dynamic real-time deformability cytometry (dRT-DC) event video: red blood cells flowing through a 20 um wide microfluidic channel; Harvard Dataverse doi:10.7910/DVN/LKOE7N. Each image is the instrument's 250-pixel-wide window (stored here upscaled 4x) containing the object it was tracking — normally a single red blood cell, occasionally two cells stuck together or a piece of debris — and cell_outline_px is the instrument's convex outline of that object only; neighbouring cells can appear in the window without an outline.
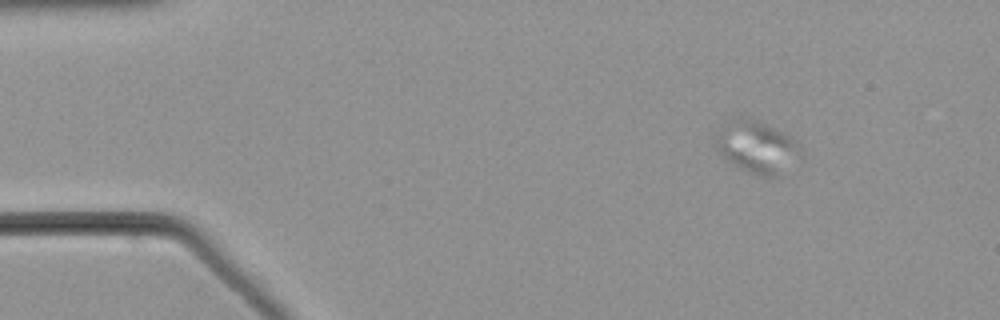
{"species": "common noctule bat (a hibernating species)", "species_latin": "Nyctalus noctula", "temperature_condition": "warm", "stored_images_in_passage": 40, "camera_frame_rate_fps": 3000, "um_per_image_px": 0.085, "animal": {"sex": "male", "body_mass_g": 21.5, "forearm_length_mm": 52.0}, "frame": {"image": 1, "passage_image": 11, "time_ms": 3.333, "image_size_px": [1000, 320], "cell_outline_px": [[800, 156], [776, 180], [760, 176], [748, 172], [728, 160], [716, 148], [716, 140], [724, 120], [736, 116], [744, 116], [756, 120], [784, 132], [796, 140], [800, 144]], "centroid_in_image_um": [64.36, 12.49], "position_along_channel_um": 20.6, "area_um2": 26.07}}